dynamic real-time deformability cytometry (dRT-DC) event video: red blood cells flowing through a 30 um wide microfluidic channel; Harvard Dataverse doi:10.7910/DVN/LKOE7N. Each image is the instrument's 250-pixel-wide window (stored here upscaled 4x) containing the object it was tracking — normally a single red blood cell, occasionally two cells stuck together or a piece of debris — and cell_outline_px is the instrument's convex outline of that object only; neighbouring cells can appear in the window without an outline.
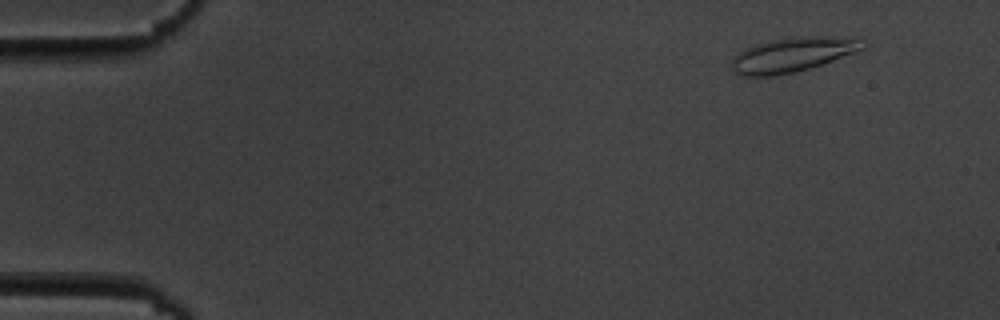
{"species": "common noctule bat (a hibernating species)", "species_latin": "Nyctalus noctula", "temperature_condition": "cold", "stored_images_in_passage": 6, "camera_frame_rate_fps": 3000, "um_per_image_px": 0.085, "animal": {"sex": "male", "body_mass_g": 19.5, "forearm_length_mm": 54.6}, "frame": {"image": 1, "passage_image": 2, "time_ms": 1.0, "image_size_px": [1000, 320], "cell_outline_px": [[868, 48], [796, 72], [772, 76], [744, 76], [736, 72], [732, 68], [732, 60], [744, 48], [768, 40], [800, 36], [864, 36], [868, 44]], "centroid_in_image_um": [67.51, 4.6], "position_along_channel_um": 17.5, "area_um2": 26.82}}